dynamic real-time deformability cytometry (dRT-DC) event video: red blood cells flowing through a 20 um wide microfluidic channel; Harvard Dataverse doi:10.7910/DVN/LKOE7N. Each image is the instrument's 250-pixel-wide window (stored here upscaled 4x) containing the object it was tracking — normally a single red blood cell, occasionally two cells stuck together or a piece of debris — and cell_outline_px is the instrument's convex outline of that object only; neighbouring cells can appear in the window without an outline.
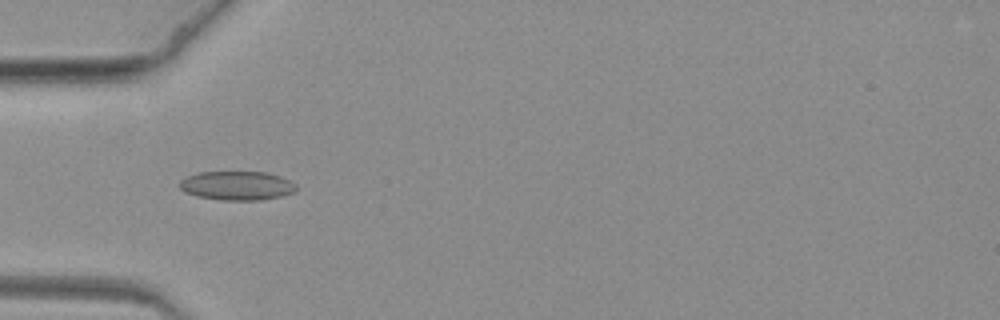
{"species": "common noctule bat (a hibernating species)", "species_latin": "Nyctalus noctula", "temperature_condition": "warm", "stored_images_in_passage": 40, "camera_frame_rate_fps": 3000, "um_per_image_px": 0.085, "animal": {"sex": "female", "body_mass_g": 19.3, "forearm_length_mm": 54.1}, "frame": {"image": 1, "passage_image": 6, "time_ms": 1.667, "image_size_px": [1000, 320], "cell_outline_px": [[296, 192], [280, 196], [260, 200], [220, 200], [196, 196], [184, 192], [180, 188], [180, 180], [188, 176], [200, 172], [268, 172], [280, 176], [296, 184]], "centroid_in_image_um": [20.15, 15.78], "position_along_channel_um": 64.9, "area_um2": 19.71}}
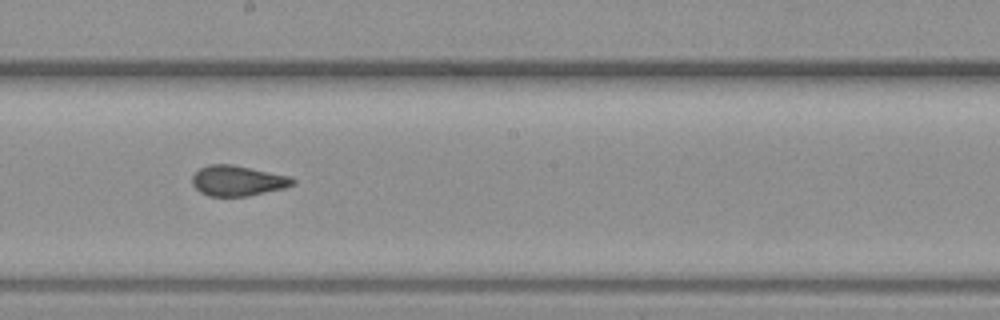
{"frame": {"image": 2, "passage_image": 21, "time_ms": 6.667, "image_size_px": [1000, 320], "cell_outline_px": [[296, 184], [284, 188], [248, 196], [208, 196], [200, 192], [192, 184], [192, 176], [200, 168], [208, 164], [232, 164], [292, 176], [296, 180]], "centroid_in_image_um": [20.23, 15.35], "position_along_channel_um": 228.0, "area_um2": 17.98}}
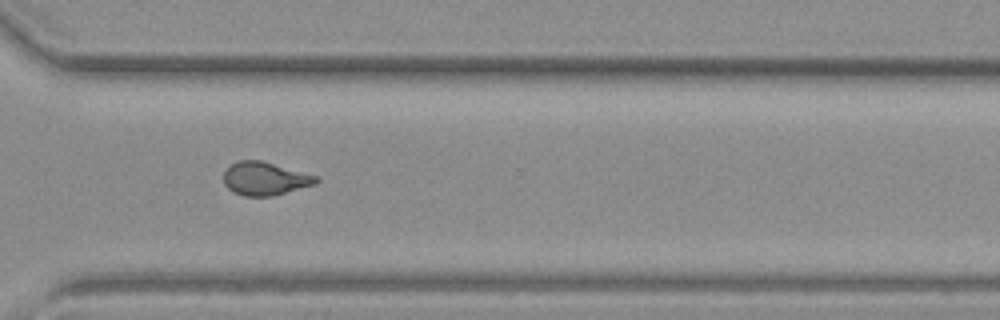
{"frame": {"image": 3, "passage_image": 32, "time_ms": 10.333, "image_size_px": [1000, 320], "cell_outline_px": [[320, 180], [316, 184], [272, 196], [244, 196], [228, 188], [224, 184], [224, 172], [232, 164], [240, 160], [260, 160], [320, 176]], "centroid_in_image_um": [22.57, 15.18], "position_along_channel_um": 348.0, "area_um2": 17.86}}